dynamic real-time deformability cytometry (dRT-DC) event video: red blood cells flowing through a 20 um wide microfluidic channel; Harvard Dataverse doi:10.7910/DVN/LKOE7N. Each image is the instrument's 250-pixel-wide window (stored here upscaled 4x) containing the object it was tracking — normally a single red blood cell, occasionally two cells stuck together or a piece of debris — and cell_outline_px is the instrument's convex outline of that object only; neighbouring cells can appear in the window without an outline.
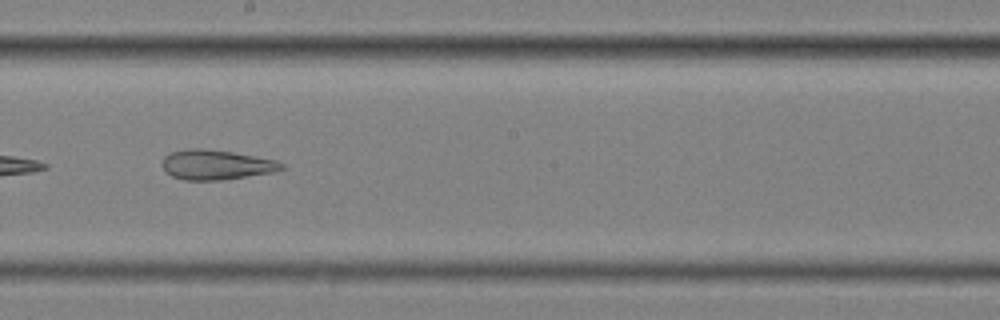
{"species": "common noctule bat (a hibernating species)", "species_latin": "Nyctalus noctula", "temperature_condition": "cold", "stored_images_in_passage": 14, "camera_frame_rate_fps": 3000, "um_per_image_px": 0.085, "animal": {"sex": "female", "body_mass_g": 25.1}, "frame": {"image": 1, "passage_image": 8, "time_ms": 2.333, "image_size_px": [1000, 320], "cell_outline_px": [[284, 168], [276, 172], [220, 180], [184, 180], [172, 176], [164, 172], [160, 164], [164, 156], [172, 152], [188, 148], [204, 148], [232, 152], [276, 160], [284, 164]], "centroid_in_image_um": [18.34, 14.0], "position_along_channel_um": 229.9, "area_um2": 20.92}}